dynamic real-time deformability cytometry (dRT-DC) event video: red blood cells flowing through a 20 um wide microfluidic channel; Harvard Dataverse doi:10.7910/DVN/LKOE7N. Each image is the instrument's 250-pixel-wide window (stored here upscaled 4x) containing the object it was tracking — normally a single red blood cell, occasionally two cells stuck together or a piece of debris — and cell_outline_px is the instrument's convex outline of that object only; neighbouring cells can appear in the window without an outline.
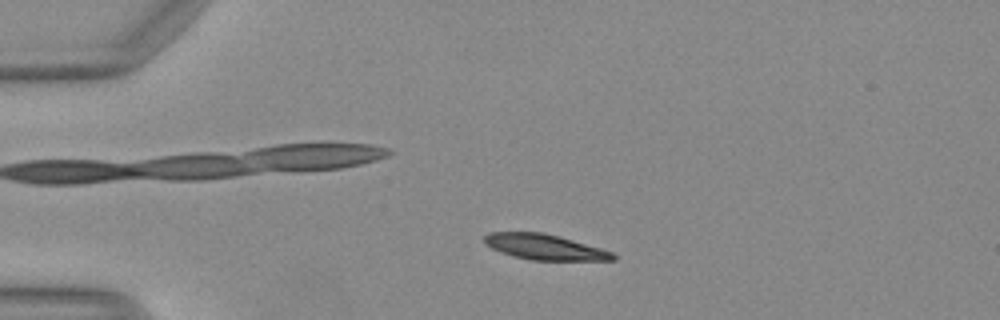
{"species": "Egyptian fruit bat (a non-hibernating species)", "species_latin": "Rousettus aegyptiacus", "temperature_condition": "warm", "stored_images_in_passage": 47, "camera_frame_rate_fps": 3000, "um_per_image_px": 0.085, "animal": {"sex": "female"}, "frame": {"image": 1, "passage_image": 9, "time_ms": 2.667, "image_size_px": [1000, 320], "cell_outline_px": [[616, 260], [532, 260], [512, 256], [500, 252], [484, 244], [484, 236], [488, 232], [544, 232], [560, 236], [600, 248], [612, 252], [616, 256]], "centroid_in_image_um": [46.26, 20.99], "position_along_channel_um": 38.7, "area_um2": 19.13}}
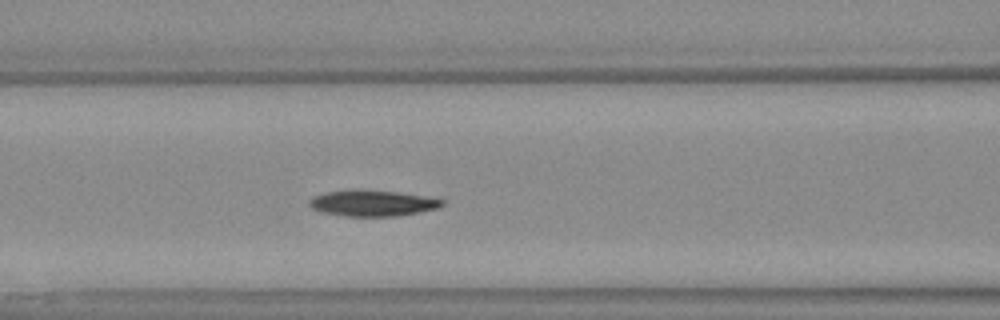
{"frame": {"image": 2, "passage_image": 19, "time_ms": 6.0, "image_size_px": [1000, 320], "cell_outline_px": [[444, 204], [440, 208], [420, 212], [396, 216], [344, 216], [320, 212], [312, 208], [308, 204], [308, 200], [312, 196], [328, 192], [356, 188], [400, 192], [424, 196], [444, 200]], "centroid_in_image_um": [31.64, 17.25], "position_along_channel_um": 135.0, "area_um2": 20.52}}
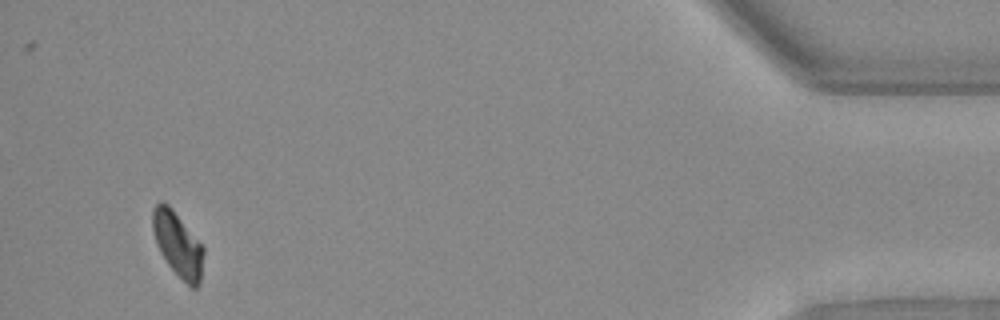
{"frame": {"image": 3, "passage_image": 45, "time_ms": 14.667, "image_size_px": [1000, 320], "cell_outline_px": [[204, 252], [200, 284], [196, 288], [192, 288], [168, 264], [160, 252], [156, 244], [152, 228], [152, 208], [160, 200], [168, 204], [172, 208], [204, 248]], "centroid_in_image_um": [15.09, 20.74], "position_along_channel_um": 420.1, "area_um2": 18.96}, "authors_computed_cell_mechanics": {"area_um2": 20.23, "velocity_mm_per_s": 4.1118, "shape_relaxation_time_tau1_ms": 4.481, "shape_relaxation_time_tau2_ms": null, "deformation_change_tau1": 0.1585, "deformation_change_tau2": null}}